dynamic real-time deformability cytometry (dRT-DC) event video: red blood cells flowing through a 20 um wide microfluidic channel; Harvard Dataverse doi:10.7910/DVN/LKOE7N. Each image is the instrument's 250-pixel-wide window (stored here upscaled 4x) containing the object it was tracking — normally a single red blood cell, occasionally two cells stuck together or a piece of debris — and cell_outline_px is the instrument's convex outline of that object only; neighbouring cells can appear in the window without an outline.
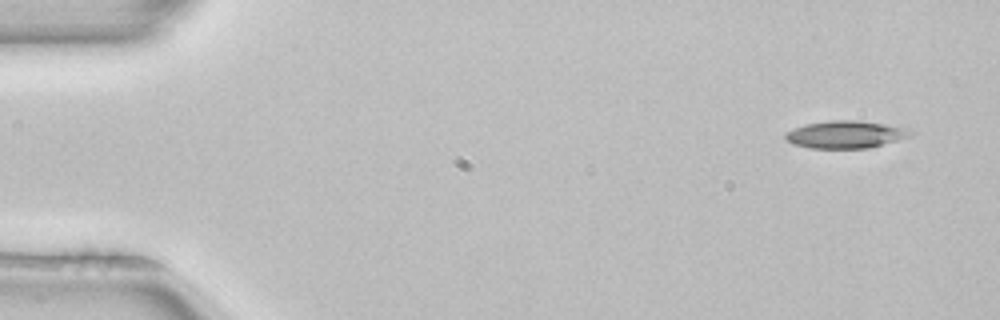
{"species": "common noctule bat (a hibernating species)", "species_latin": "Nyctalus noctula", "temperature_condition": "room temperature", "stored_images_in_passage": 4, "camera_frame_rate_fps": 3000, "um_per_image_px": 0.085, "animal": {"sex": "female", "body_mass_g": 22.7, "forearm_length_mm": 54.2}, "frame": {"image": 1, "passage_image": 1, "time_ms": 0.0, "image_size_px": [1000, 320], "cell_outline_px": [[912, 132], [908, 136], [896, 140], [868, 148], [808, 148], [792, 144], [784, 140], [784, 132], [792, 128], [804, 124], [832, 120], [856, 120], [912, 128]], "centroid_in_image_um": [71.79, 11.42], "position_along_channel_um": 13.2, "area_um2": 20.11}}
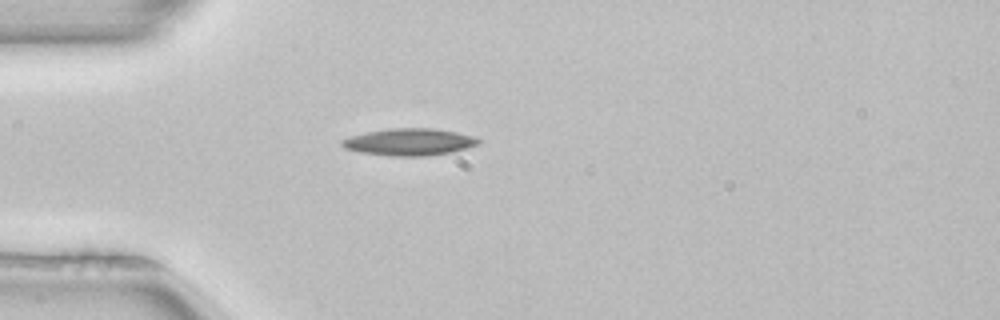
{"frame": {"image": 2, "passage_image": 4, "time_ms": 1.0, "image_size_px": [1000, 320], "cell_outline_px": [[480, 144], [468, 148], [452, 152], [428, 156], [392, 156], [360, 152], [344, 148], [340, 144], [340, 140], [352, 136], [368, 132], [388, 128], [432, 128], [456, 132], [472, 136], [480, 140]], "centroid_in_image_um": [34.8, 12.07], "position_along_channel_um": 50.2, "area_um2": 21.5}}